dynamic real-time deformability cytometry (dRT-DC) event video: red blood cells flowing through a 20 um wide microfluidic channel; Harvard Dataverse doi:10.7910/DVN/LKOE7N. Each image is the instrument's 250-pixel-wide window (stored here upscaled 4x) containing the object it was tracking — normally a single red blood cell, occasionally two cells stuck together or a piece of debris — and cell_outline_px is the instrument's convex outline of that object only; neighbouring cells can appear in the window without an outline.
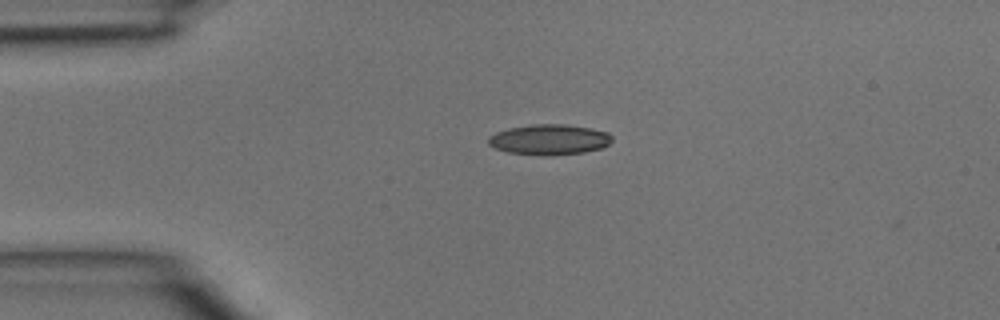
{"species": "common noctule bat (a hibernating species)", "species_latin": "Nyctalus noctula", "temperature_condition": "room temperature", "stored_images_in_passage": 3, "segment_of_instrument_passage": [2, 2], "camera_frame_rate_fps": 3000, "um_per_image_px": 0.085, "animal": {"sex": "male", "body_mass_g": 15.6}, "frame": {"image": 1, "passage_image": 3, "time_ms": 0.667, "image_size_px": [1000, 320], "cell_outline_px": [[612, 140], [608, 144], [600, 148], [584, 152], [544, 156], [508, 152], [496, 148], [488, 144], [488, 136], [496, 132], [508, 128], [532, 124], [564, 124], [592, 128], [608, 132], [612, 136]], "centroid_in_image_um": [46.68, 11.85], "position_along_channel_um": 38.3, "area_um2": 21.96}}